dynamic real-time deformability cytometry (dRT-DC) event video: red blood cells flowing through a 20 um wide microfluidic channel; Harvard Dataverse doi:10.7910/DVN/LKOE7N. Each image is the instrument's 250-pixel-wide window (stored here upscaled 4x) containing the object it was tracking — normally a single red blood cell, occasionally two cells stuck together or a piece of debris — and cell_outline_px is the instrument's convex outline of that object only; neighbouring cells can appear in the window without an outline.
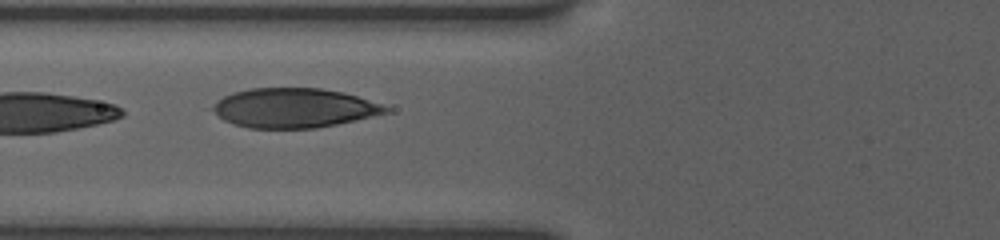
{"species": "human", "species_latin": "Homo sapiens", "temperature_condition": "room temperature", "stored_images_in_passage": 16, "camera_frame_rate_fps": 3000, "um_per_image_px": 0.085, "donor": {"sex": "female"}, "frame": {"image": 1, "passage_image": 5, "time_ms": 2.667, "image_size_px": [1000, 240], "cell_outline_px": [[388, 112], [356, 120], [316, 128], [248, 128], [232, 124], [224, 120], [212, 108], [224, 96], [232, 92], [248, 88], [320, 88], [344, 92], [380, 104], [388, 108]], "centroid_in_image_um": [24.97, 9.17], "position_along_channel_um": 100.8, "area_um2": 39.36}}
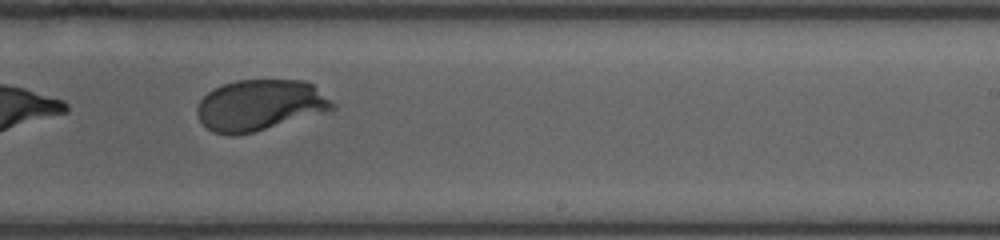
{"frame": {"image": 2, "passage_image": 10, "time_ms": 7.0, "image_size_px": [1000, 240], "cell_outline_px": [[336, 108], [252, 132], [232, 136], [212, 132], [196, 116], [196, 104], [212, 88], [236, 80], [304, 80], [312, 84], [332, 100], [336, 104]], "centroid_in_image_um": [22.04, 8.92], "position_along_channel_um": 267.0, "area_um2": 39.94}}
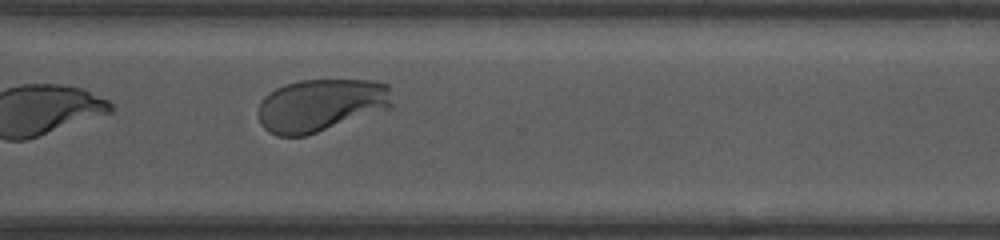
{"frame": {"image": 3, "passage_image": 12, "time_ms": 9.0, "image_size_px": [1000, 240], "cell_outline_px": [[392, 104], [388, 108], [304, 136], [276, 136], [268, 132], [260, 124], [256, 112], [264, 96], [268, 92], [284, 84], [300, 80], [376, 80], [388, 84]], "centroid_in_image_um": [27.2, 8.93], "position_along_channel_um": 343.4, "area_um2": 41.04}, "authors_computed_cell_mechanics": {"area_um2": 40.46, "velocity_mm_per_s": 3.8391, "shape_relaxation_time_tau1_ms": 3.0231, "shape_relaxation_time_tau2_ms": null, "deformation_change_tau1": 0.1526, "deformation_change_tau2": null}}